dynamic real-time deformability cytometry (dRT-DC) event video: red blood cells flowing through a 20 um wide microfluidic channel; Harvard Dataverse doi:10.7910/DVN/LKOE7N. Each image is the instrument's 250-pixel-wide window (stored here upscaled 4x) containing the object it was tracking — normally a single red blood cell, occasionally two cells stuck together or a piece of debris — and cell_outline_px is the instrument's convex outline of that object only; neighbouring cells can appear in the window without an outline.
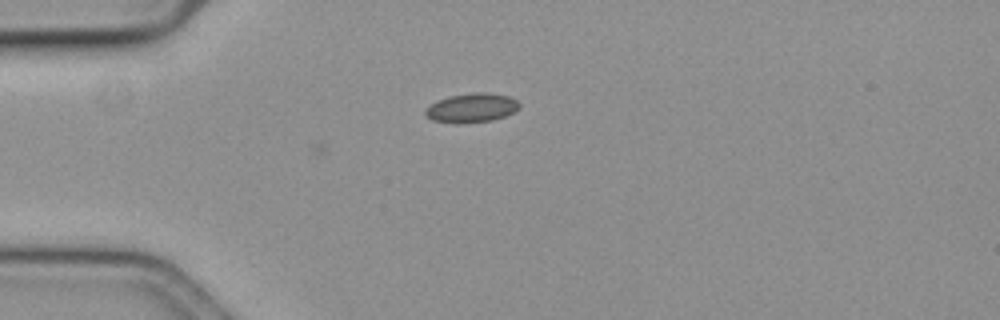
{"species": "common noctule bat (a hibernating species)", "species_latin": "Nyctalus noctula", "temperature_condition": "cold", "stored_images_in_passage": 15, "camera_frame_rate_fps": 3000, "um_per_image_px": 0.085, "animal": {"sex": "female", "body_mass_g": 19.3, "forearm_length_mm": 54.1}, "frame": {"image": 1, "passage_image": 15, "time_ms": 4.667, "image_size_px": [1000, 320], "cell_outline_px": [[520, 108], [504, 116], [492, 120], [432, 120], [424, 116], [424, 108], [448, 96], [472, 92], [488, 92], [508, 96], [516, 100], [520, 104]], "centroid_in_image_um": [40.11, 9.1], "position_along_channel_um": 44.9, "area_um2": 15.2}}